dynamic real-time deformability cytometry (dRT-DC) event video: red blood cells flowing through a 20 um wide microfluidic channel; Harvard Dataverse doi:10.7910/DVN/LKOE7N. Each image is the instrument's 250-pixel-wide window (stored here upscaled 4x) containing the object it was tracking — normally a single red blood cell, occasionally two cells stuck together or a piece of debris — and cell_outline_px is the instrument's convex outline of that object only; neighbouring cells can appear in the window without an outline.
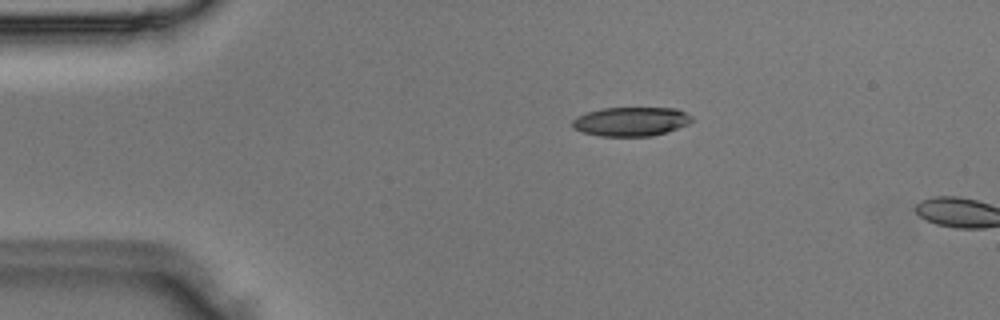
{"species": "Egyptian fruit bat (a non-hibernating species)", "species_latin": "Rousettus aegyptiacus", "temperature_condition": "room temperature", "stored_images_in_passage": 3, "camera_frame_rate_fps": 3000, "um_per_image_px": 0.085, "animal": {"sex": "male"}, "frame": {"image": 1, "passage_image": 1, "time_ms": 0.0, "image_size_px": [1000, 320], "cell_outline_px": [[692, 120], [688, 124], [652, 136], [600, 136], [584, 132], [572, 128], [572, 120], [576, 116], [600, 108], [676, 108], [692, 116]], "centroid_in_image_um": [53.6, 10.32], "position_along_channel_um": 31.4, "area_um2": 20.11}}